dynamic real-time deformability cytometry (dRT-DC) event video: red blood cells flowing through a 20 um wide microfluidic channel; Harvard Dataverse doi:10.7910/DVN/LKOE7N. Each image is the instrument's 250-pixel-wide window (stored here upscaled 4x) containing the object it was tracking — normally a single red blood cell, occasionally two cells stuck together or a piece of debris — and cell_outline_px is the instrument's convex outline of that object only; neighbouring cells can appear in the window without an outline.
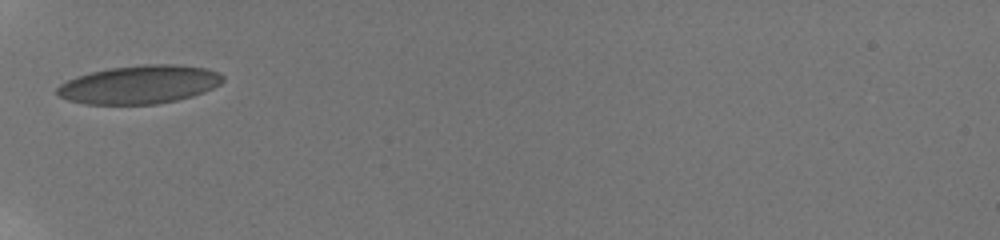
{"species": "human", "species_latin": "Homo sapiens", "temperature_condition": "room temperature", "stored_images_in_passage": 34, "camera_frame_rate_fps": 3000, "um_per_image_px": 0.085, "donor": {"sex": "male"}, "frame": {"image": 1, "passage_image": 1, "time_ms": 0.0, "image_size_px": [1000, 240], "cell_outline_px": [[224, 80], [220, 84], [204, 92], [192, 96], [176, 100], [156, 104], [84, 104], [68, 100], [60, 96], [56, 92], [56, 88], [60, 84], [68, 80], [92, 72], [112, 68], [144, 64], [176, 64], [204, 68], [220, 72], [224, 76]], "centroid_in_image_um": [11.88, 7.19], "position_along_channel_um": 73.1, "area_um2": 36.88}}
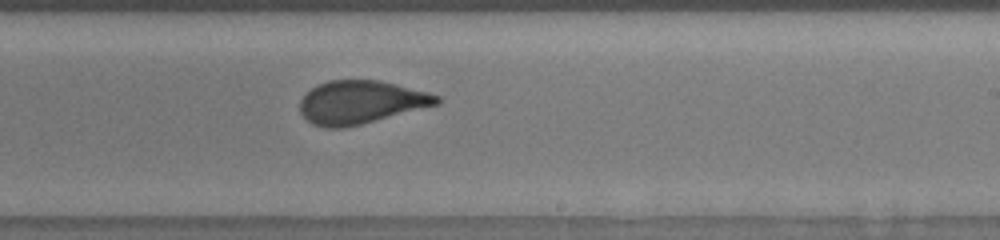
{"frame": {"image": 2, "passage_image": 16, "time_ms": 5.0, "image_size_px": [1000, 240], "cell_outline_px": [[440, 104], [344, 128], [324, 128], [312, 124], [300, 112], [300, 100], [312, 88], [328, 80], [380, 80], [428, 92], [440, 96]], "centroid_in_image_um": [30.67, 8.69], "position_along_channel_um": 258.3, "area_um2": 34.22}}
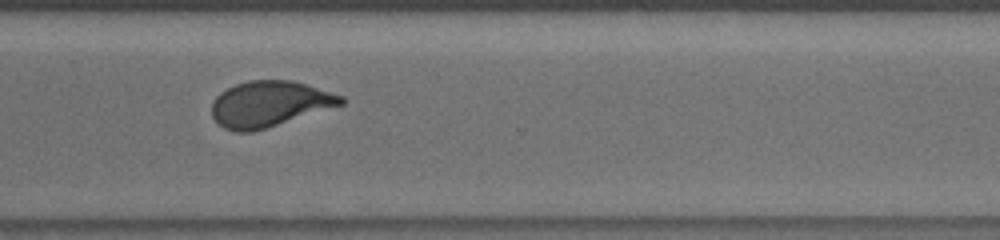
{"frame": {"image": 3, "passage_image": 23, "time_ms": 7.333, "image_size_px": [1000, 240], "cell_outline_px": [[344, 104], [252, 132], [236, 132], [224, 128], [212, 116], [212, 100], [220, 92], [236, 84], [248, 80], [292, 80], [344, 96]], "centroid_in_image_um": [22.88, 8.83], "position_along_channel_um": 347.7, "area_um2": 34.22}, "authors_computed_cell_mechanics": {"area_um2": 34.391, "velocity_mm_per_s": 3.8243, "shape_relaxation_time_tau1_ms": 6.7577, "shape_relaxation_time_tau2_ms": null, "deformation_change_tau1": 0.1881, "deformation_change_tau2": null}}